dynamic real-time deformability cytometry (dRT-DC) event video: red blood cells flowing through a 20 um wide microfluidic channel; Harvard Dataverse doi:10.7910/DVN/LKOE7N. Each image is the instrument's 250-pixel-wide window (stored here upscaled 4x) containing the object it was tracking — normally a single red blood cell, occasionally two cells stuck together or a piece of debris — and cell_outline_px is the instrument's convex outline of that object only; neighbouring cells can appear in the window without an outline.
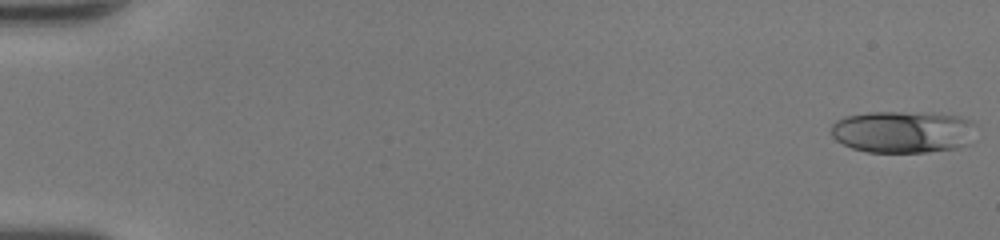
{"species": "human", "species_latin": "Homo sapiens", "temperature_condition": "room temperature", "stored_images_in_passage": 49, "camera_frame_rate_fps": 3000, "um_per_image_px": 0.085, "donor": {"sex": "female"}, "frame": {"image": 1, "passage_image": 1, "time_ms": 0.0, "image_size_px": [1000, 240], "cell_outline_px": [[972, 144], [960, 148], [924, 152], [868, 152], [852, 148], [836, 140], [832, 136], [832, 124], [836, 120], [844, 116], [868, 112], [940, 112], [960, 116], [972, 120]], "centroid_in_image_um": [76.78, 11.19], "position_along_channel_um": 8.2, "area_um2": 36.07}}
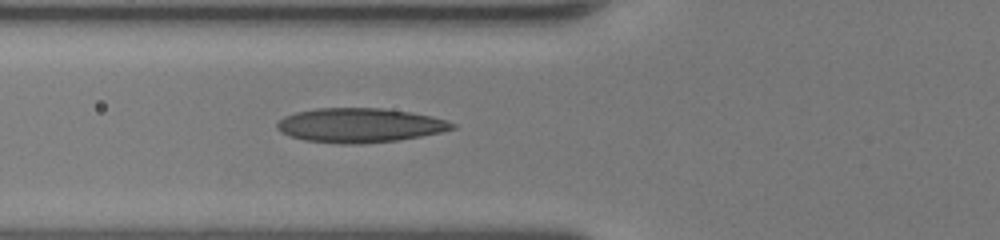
{"frame": {"image": 2, "passage_image": 20, "time_ms": 6.333, "image_size_px": [1000, 240], "cell_outline_px": [[456, 128], [440, 132], [400, 140], [360, 144], [340, 144], [304, 140], [280, 132], [276, 128], [276, 124], [284, 116], [296, 112], [316, 108], [384, 108], [432, 116], [456, 124]], "centroid_in_image_um": [30.56, 10.65], "position_along_channel_um": 95.2, "area_um2": 35.03}}
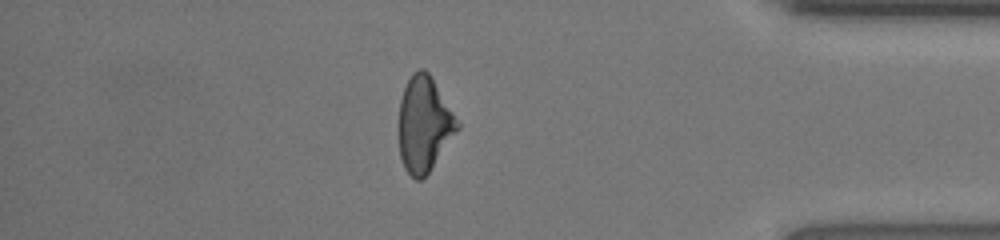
{"frame": {"image": 3, "passage_image": 43, "time_ms": 14.0, "image_size_px": [1000, 240], "cell_outline_px": [[460, 128], [428, 172], [420, 180], [416, 180], [404, 168], [400, 156], [400, 100], [404, 88], [412, 72], [420, 68], [424, 68], [428, 72], [460, 124]], "centroid_in_image_um": [36.05, 10.55], "position_along_channel_um": 399.2, "area_um2": 31.79}, "authors_computed_cell_mechanics": {"area_um2": 33.4084, "velocity_mm_per_s": 4.3448, "shape_relaxation_time_tau1_ms": 6.3467, "shape_relaxation_time_tau2_ms": 1.6333, "deformation_change_tau1": 0.1969, "deformation_change_tau2": 0.1032}}